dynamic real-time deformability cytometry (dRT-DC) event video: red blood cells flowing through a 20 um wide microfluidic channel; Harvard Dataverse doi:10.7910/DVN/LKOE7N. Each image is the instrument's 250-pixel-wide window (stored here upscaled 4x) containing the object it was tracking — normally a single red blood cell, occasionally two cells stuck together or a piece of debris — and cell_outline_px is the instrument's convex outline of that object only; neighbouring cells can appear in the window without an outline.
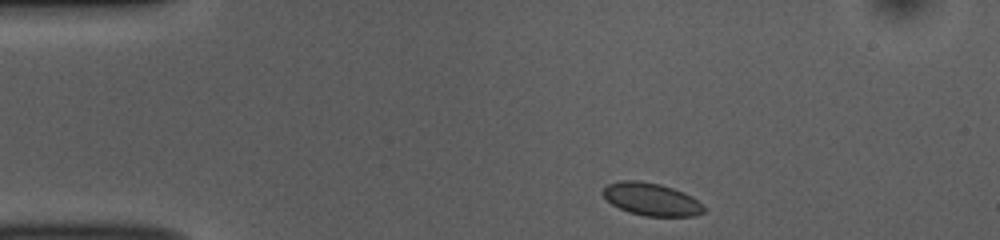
{"species": "common noctule bat (a hibernating species)", "species_latin": "Nyctalus noctula", "temperature_condition": "room temperature", "stored_images_in_passage": 45, "camera_frame_rate_fps": 3000, "um_per_image_px": 0.085, "animal": {"sex": "female", "body_mass_g": 10.0, "forearm_length_mm": 53.1}, "frame": {"image": 1, "passage_image": 1, "time_ms": 0.0, "image_size_px": [1000, 240], "cell_outline_px": [[704, 212], [696, 216], [644, 216], [628, 212], [612, 204], [600, 192], [608, 184], [620, 180], [636, 180], [660, 184], [684, 192], [692, 196], [704, 208]], "centroid_in_image_um": [55.35, 16.94], "position_along_channel_um": 29.7, "area_um2": 19.13}}
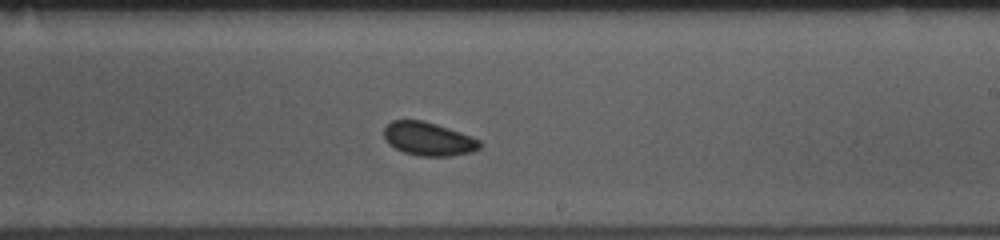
{"frame": {"image": 2, "passage_image": 23, "time_ms": 7.333, "image_size_px": [1000, 240], "cell_outline_px": [[484, 144], [480, 148], [472, 152], [448, 156], [416, 156], [404, 152], [388, 144], [384, 140], [384, 128], [392, 120], [424, 120], [472, 136], [480, 140]], "centroid_in_image_um": [36.42, 11.81], "position_along_channel_um": 252.6, "area_um2": 18.84}}
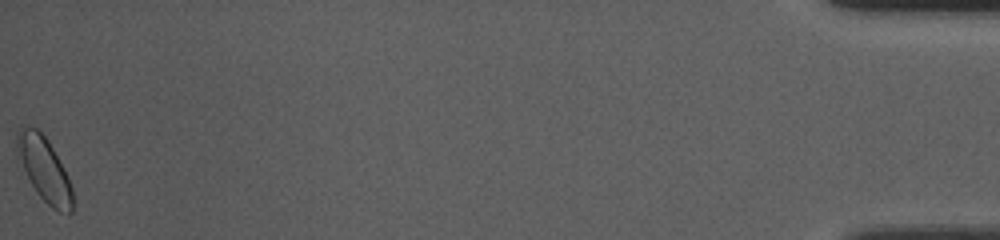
{"frame": {"image": 3, "passage_image": 45, "time_ms": 14.667, "image_size_px": [1000, 240], "cell_outline_px": [[72, 212], [60, 212], [52, 208], [36, 192], [16, 152], [16, 132], [24, 124], [28, 124], [36, 128], [48, 140], [64, 168], [68, 176], [72, 188]], "centroid_in_image_um": [3.75, 14.33], "position_along_channel_um": 431.4, "area_um2": 20.58}, "authors_computed_cell_mechanics": {"area_um2": 18.8428, "velocity_mm_per_s": 3.7463, "shape_relaxation_time_tau1_ms": null, "shape_relaxation_time_tau2_ms": 2.2828, "deformation_change_tau1": null, "deformation_change_tau2": 0.0387}}